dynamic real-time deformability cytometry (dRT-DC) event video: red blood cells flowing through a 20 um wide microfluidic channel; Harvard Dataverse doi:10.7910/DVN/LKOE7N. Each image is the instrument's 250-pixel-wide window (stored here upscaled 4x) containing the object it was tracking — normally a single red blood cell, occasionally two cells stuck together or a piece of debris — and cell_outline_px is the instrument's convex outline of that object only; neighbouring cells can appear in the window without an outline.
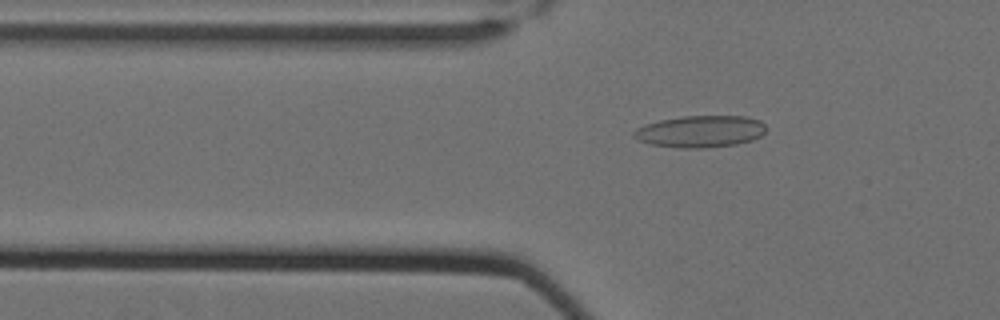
{"species": "Egyptian fruit bat (a non-hibernating species)", "species_latin": "Rousettus aegyptiacus", "temperature_condition": "cold", "stored_images_in_passage": 48, "camera_frame_rate_fps": 3000, "um_per_image_px": 0.085, "animal": {"sex": "female"}, "frame": {"image": 1, "passage_image": 10, "time_ms": 3.0, "image_size_px": [1000, 320], "cell_outline_px": [[764, 132], [760, 136], [752, 140], [736, 144], [704, 148], [676, 148], [652, 144], [636, 140], [632, 136], [632, 132], [636, 128], [644, 124], [660, 120], [684, 116], [744, 116], [760, 120], [764, 124]], "centroid_in_image_um": [59.48, 11.17], "position_along_channel_um": 66.3, "area_um2": 24.62}}
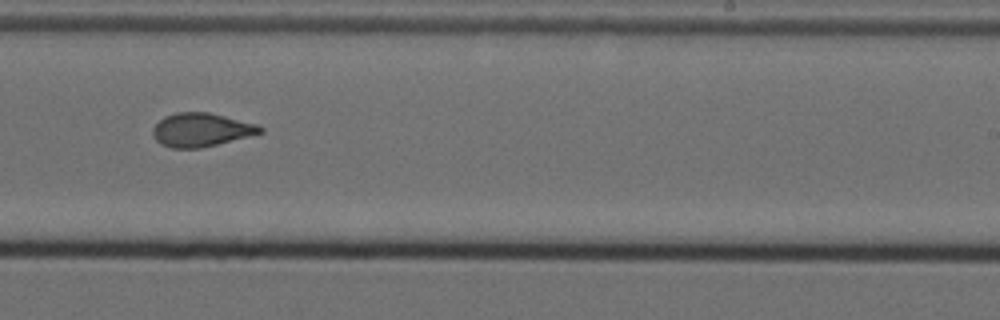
{"frame": {"image": 2, "passage_image": 28, "time_ms": 9.0, "image_size_px": [1000, 320], "cell_outline_px": [[264, 132], [200, 148], [172, 148], [160, 144], [156, 140], [152, 132], [152, 128], [164, 116], [176, 112], [208, 112], [256, 124], [264, 128]], "centroid_in_image_um": [17.06, 11.03], "position_along_channel_um": 271.9, "area_um2": 20.81}}
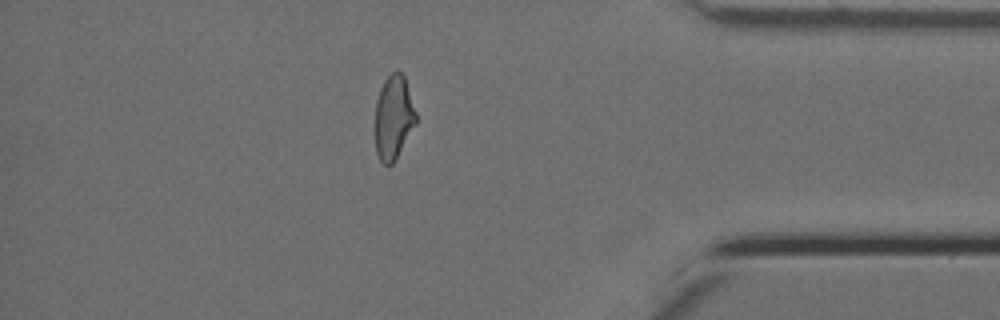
{"frame": {"image": 3, "passage_image": 41, "time_ms": 13.333, "image_size_px": [1000, 320], "cell_outline_px": [[416, 124], [396, 160], [392, 164], [384, 164], [380, 160], [376, 152], [376, 100], [380, 88], [384, 80], [392, 72], [400, 72], [404, 76], [416, 112]], "centroid_in_image_um": [33.46, 10.0], "position_along_channel_um": 401.7, "area_um2": 19.88}, "authors_computed_cell_mechanics": {"area_um2": 21.1548, "velocity_mm_per_s": 3.5066, "shape_relaxation_time_tau1_ms": null, "shape_relaxation_time_tau2_ms": 1.7805, "deformation_change_tau1": null, "deformation_change_tau2": 0.0858}}